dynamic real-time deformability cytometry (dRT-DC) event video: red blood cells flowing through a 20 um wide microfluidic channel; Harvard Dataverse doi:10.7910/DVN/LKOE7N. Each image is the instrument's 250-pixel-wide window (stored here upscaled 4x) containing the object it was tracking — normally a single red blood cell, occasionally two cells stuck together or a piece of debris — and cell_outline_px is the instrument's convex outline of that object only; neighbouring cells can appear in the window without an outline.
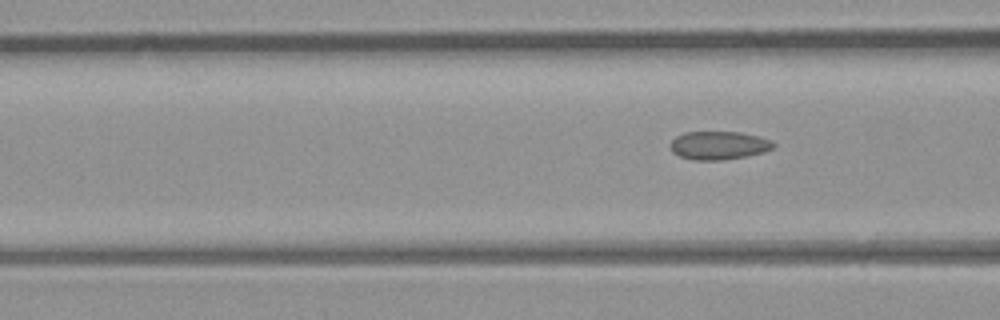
{"species": "common noctule bat (a hibernating species)", "species_latin": "Nyctalus noctula", "temperature_condition": "room temperature", "stored_images_in_passage": 6, "segment_of_instrument_passage": [2, 2], "camera_frame_rate_fps": 3000, "um_per_image_px": 0.085, "animal": {"sex": "male", "body_mass_g": 23.1, "forearm_length_mm": 52.7}, "frame": {"image": 1, "passage_image": 6, "time_ms": 1.667, "image_size_px": [1000, 320], "cell_outline_px": [[776, 144], [772, 148], [764, 152], [748, 156], [724, 160], [692, 160], [680, 156], [672, 152], [668, 144], [676, 136], [684, 132], [740, 132], [760, 136], [772, 140]], "centroid_in_image_um": [61.09, 12.36], "position_along_channel_um": 105.5, "area_um2": 17.28}}